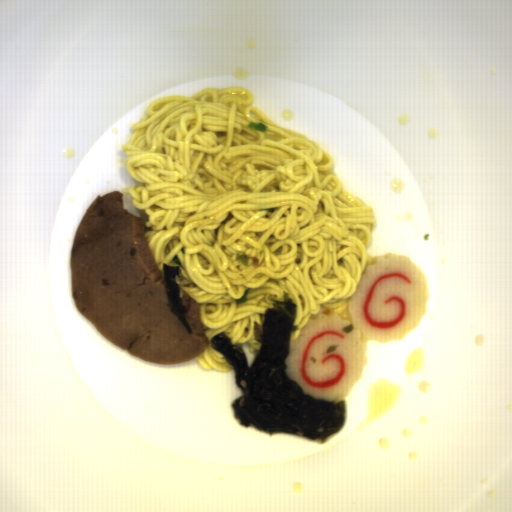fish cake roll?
<instances>
[{"mask_svg":"<svg viewBox=\"0 0 512 512\" xmlns=\"http://www.w3.org/2000/svg\"><path fill=\"white\" fill-rule=\"evenodd\" d=\"M431 296L426 273L408 257L388 252L365 267L348 298L351 320L320 313L290 342L286 376L311 397L345 400L362 378L369 341L402 340L420 325ZM354 324L353 332L341 327ZM333 353L326 347L337 345Z\"/></svg>","mask_w":512,"mask_h":512,"instance_id":"obj_1","label":"fish cake roll"}]
</instances>
